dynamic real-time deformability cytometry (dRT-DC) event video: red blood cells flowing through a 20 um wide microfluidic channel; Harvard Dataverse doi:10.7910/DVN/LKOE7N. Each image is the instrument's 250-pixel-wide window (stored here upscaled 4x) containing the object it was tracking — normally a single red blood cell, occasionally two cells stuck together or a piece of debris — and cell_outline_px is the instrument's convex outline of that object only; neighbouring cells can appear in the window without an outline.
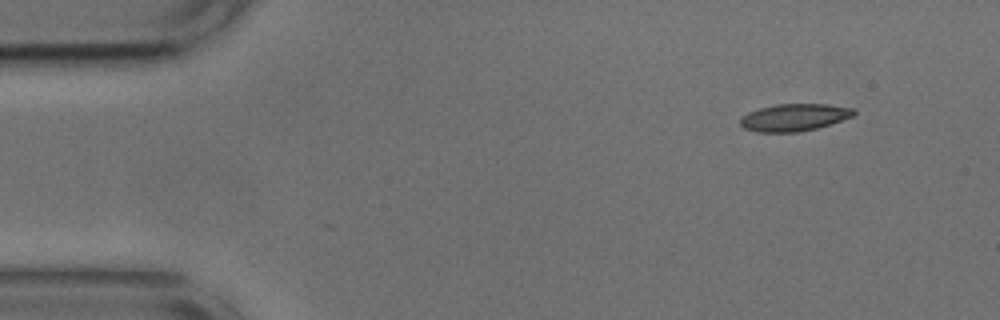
{"species": "common noctule bat (a hibernating species)", "species_latin": "Nyctalus noctula", "temperature_condition": "cold", "stored_images_in_passage": 49, "camera_frame_rate_fps": 3000, "um_per_image_px": 0.085, "animal": {"sex": "male", "body_mass_g": 17.9, "forearm_length_mm": 54.2}, "frame": {"image": 1, "passage_image": 1, "time_ms": 0.0, "image_size_px": [1000, 320], "cell_outline_px": [[856, 112], [852, 116], [816, 128], [800, 132], [756, 132], [744, 128], [740, 124], [740, 120], [748, 112], [760, 108], [776, 104], [828, 104], [852, 108]], "centroid_in_image_um": [67.48, 9.98], "position_along_channel_um": 17.5, "area_um2": 17.8}}
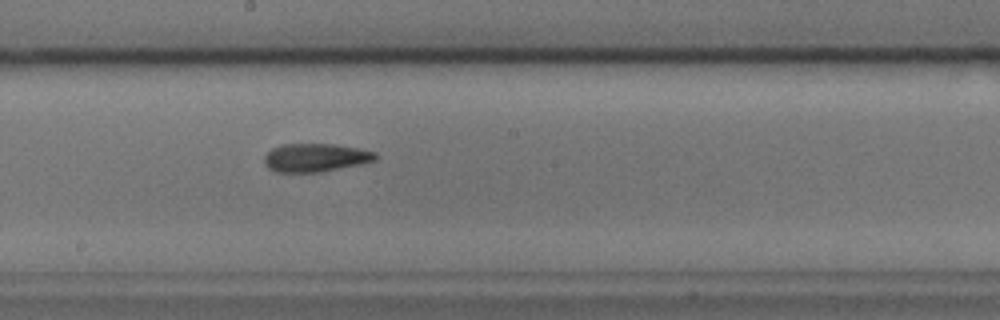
{"frame": {"image": 2, "passage_image": 24, "time_ms": 7.667, "image_size_px": [1000, 320], "cell_outline_px": [[376, 160], [360, 164], [320, 172], [276, 172], [268, 168], [264, 164], [264, 156], [272, 148], [280, 144], [336, 144], [360, 148], [376, 152]], "centroid_in_image_um": [26.8, 13.39], "position_along_channel_um": 221.4, "area_um2": 18.44}}
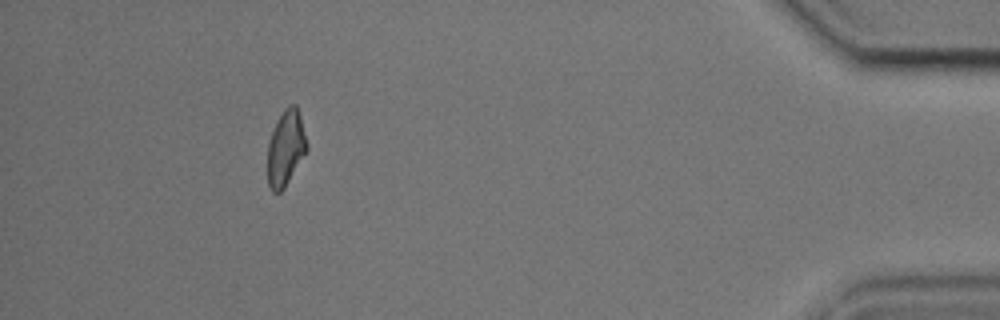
{"frame": {"image": 3, "passage_image": 44, "time_ms": 14.333, "image_size_px": [1000, 320], "cell_outline_px": [[308, 148], [284, 188], [280, 192], [272, 192], [268, 184], [268, 144], [272, 132], [284, 108], [288, 104], [296, 104], [300, 116], [308, 144]], "centroid_in_image_um": [24.29, 12.58], "position_along_channel_um": 410.9, "area_um2": 16.99}, "authors_computed_cell_mechanics": {"area_um2": 18.207, "velocity_mm_per_s": 3.7525, "shape_relaxation_time_tau1_ms": 8.1496, "shape_relaxation_time_tau2_ms": 3.0562, "deformation_change_tau1": 0.2079, "deformation_change_tau2": 0.106}}